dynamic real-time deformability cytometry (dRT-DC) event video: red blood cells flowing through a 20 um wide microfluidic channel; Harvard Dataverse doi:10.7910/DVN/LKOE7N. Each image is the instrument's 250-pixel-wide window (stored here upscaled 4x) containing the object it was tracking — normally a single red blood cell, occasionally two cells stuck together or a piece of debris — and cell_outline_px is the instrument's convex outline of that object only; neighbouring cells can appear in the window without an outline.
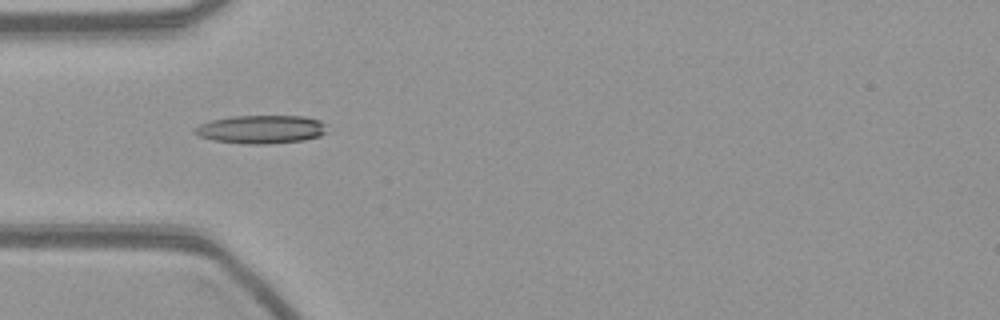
{"species": "common noctule bat (a hibernating species)", "species_latin": "Nyctalus noctula", "temperature_condition": "warm", "stored_images_in_passage": 40, "camera_frame_rate_fps": 3000, "um_per_image_px": 0.085, "animal": {"sex": "female", "body_mass_g": 21.9}, "frame": {"image": 1, "passage_image": 1, "time_ms": 0.0, "image_size_px": [1000, 320], "cell_outline_px": [[328, 132], [320, 136], [304, 140], [268, 144], [248, 144], [212, 140], [200, 136], [196, 132], [196, 128], [200, 124], [212, 120], [232, 116], [304, 116], [320, 120], [328, 124]], "centroid_in_image_um": [22.3, 10.99], "position_along_channel_um": 62.7, "area_um2": 21.91}}
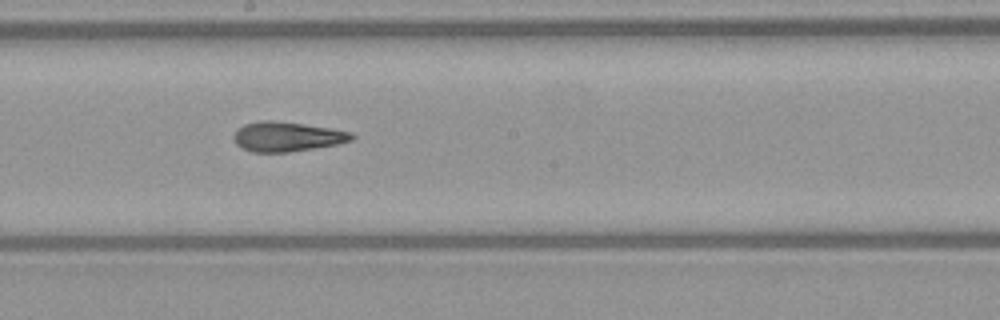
{"frame": {"image": 2, "passage_image": 14, "time_ms": 4.333, "image_size_px": [1000, 320], "cell_outline_px": [[356, 136], [352, 140], [336, 144], [288, 152], [252, 152], [236, 144], [232, 136], [236, 128], [244, 124], [260, 120], [272, 120], [304, 124], [352, 132]], "centroid_in_image_um": [24.35, 11.6], "position_along_channel_um": 223.8, "area_um2": 20.35}}
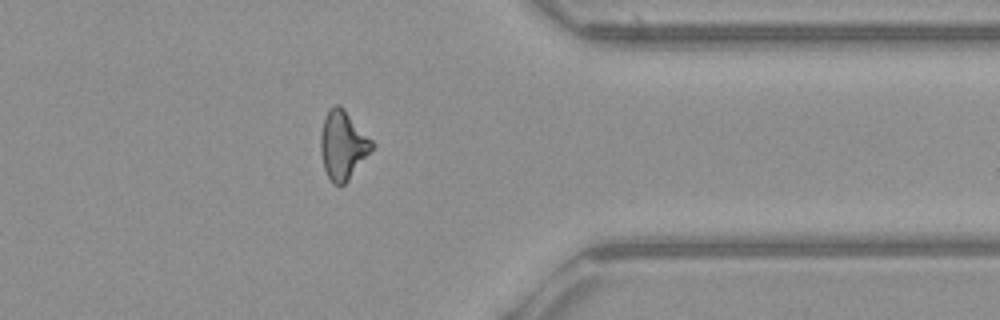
{"frame": {"image": 3, "passage_image": 28, "time_ms": 9.0, "image_size_px": [1000, 320], "cell_outline_px": [[376, 148], [348, 180], [340, 188], [332, 184], [324, 168], [320, 152], [320, 136], [324, 116], [328, 108], [332, 104], [340, 104], [344, 108], [376, 144]], "centroid_in_image_um": [29.16, 12.33], "position_along_channel_um": 382.2, "area_um2": 21.21}}